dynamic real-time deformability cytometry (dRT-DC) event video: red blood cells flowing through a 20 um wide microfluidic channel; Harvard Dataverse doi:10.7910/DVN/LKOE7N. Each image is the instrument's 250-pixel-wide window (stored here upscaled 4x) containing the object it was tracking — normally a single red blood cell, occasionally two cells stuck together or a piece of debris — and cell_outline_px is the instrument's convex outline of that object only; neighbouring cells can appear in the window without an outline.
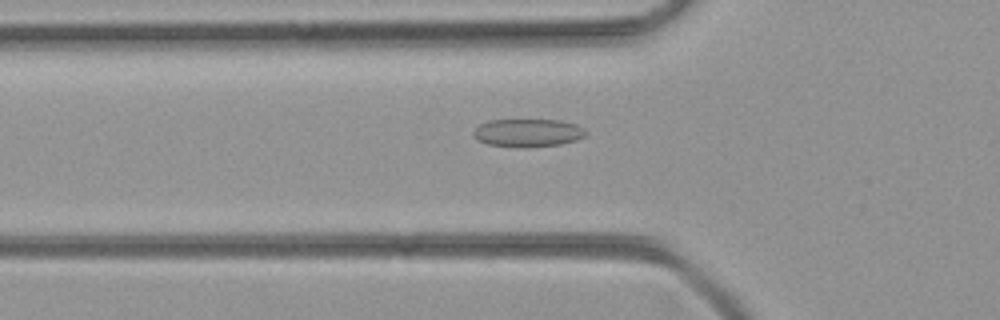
{"species": "common noctule bat (a hibernating species)", "species_latin": "Nyctalus noctula", "temperature_condition": "room temperature", "stored_images_in_passage": 45, "camera_frame_rate_fps": 3000, "um_per_image_px": 0.085, "animal": {"sex": "female", "body_mass_g": 21.9}, "frame": {"image": 1, "passage_image": 12, "time_ms": 3.667, "image_size_px": [1000, 320], "cell_outline_px": [[588, 132], [584, 136], [576, 140], [560, 144], [528, 148], [520, 148], [488, 144], [476, 140], [472, 136], [472, 132], [480, 124], [488, 120], [560, 120], [576, 124], [584, 128]], "centroid_in_image_um": [44.85, 11.3], "position_along_channel_um": 81.0, "area_um2": 18.61}}
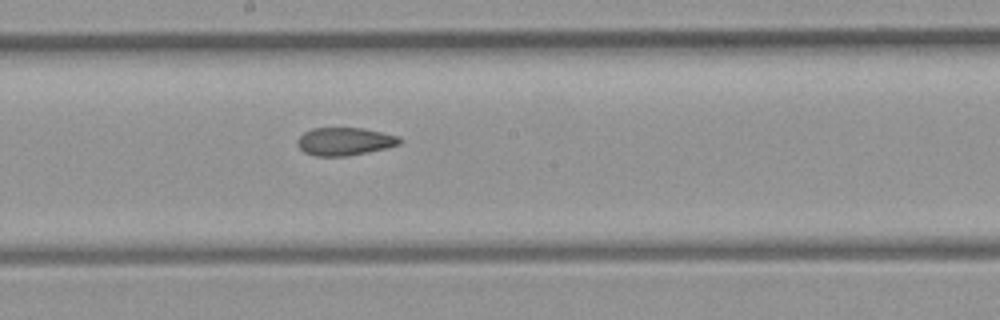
{"frame": {"image": 2, "passage_image": 22, "time_ms": 7.0, "image_size_px": [1000, 320], "cell_outline_px": [[404, 140], [400, 144], [388, 148], [348, 156], [316, 156], [304, 152], [296, 144], [296, 140], [304, 132], [312, 128], [364, 128], [400, 136]], "centroid_in_image_um": [29.33, 12.02], "position_along_channel_um": 218.9, "area_um2": 16.88}}
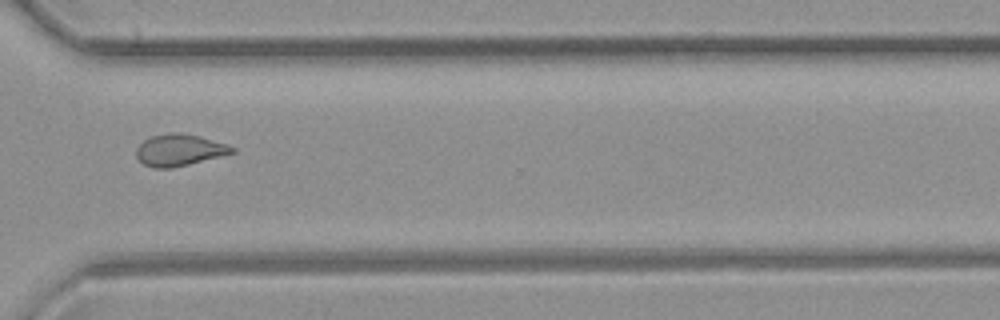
{"frame": {"image": 3, "passage_image": 32, "time_ms": 10.333, "image_size_px": [1000, 320], "cell_outline_px": [[236, 152], [188, 164], [168, 168], [152, 168], [144, 164], [136, 156], [136, 148], [144, 140], [152, 136], [168, 132], [180, 132], [200, 136], [228, 144], [236, 148]], "centroid_in_image_um": [15.25, 12.74], "position_along_channel_um": 355.3, "area_um2": 17.69}}